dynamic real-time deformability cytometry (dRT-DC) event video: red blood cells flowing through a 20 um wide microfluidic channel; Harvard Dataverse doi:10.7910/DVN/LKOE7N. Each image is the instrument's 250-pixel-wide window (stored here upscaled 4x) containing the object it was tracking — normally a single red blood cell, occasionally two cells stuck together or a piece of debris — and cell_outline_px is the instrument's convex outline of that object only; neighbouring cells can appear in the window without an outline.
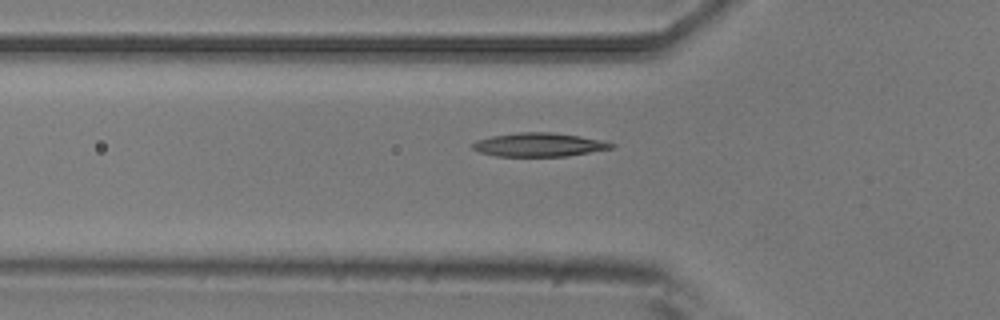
{"species": "common noctule bat (a hibernating species)", "species_latin": "Nyctalus noctula", "temperature_condition": "room temperature", "stored_images_in_passage": 39, "camera_frame_rate_fps": 3000, "um_per_image_px": 0.085, "animal": {"sex": "male", "body_mass_g": 20.5, "forearm_length_mm": 52.5}, "frame": {"image": 1, "passage_image": 9, "time_ms": 2.667, "image_size_px": [1000, 320], "cell_outline_px": [[616, 144], [612, 148], [568, 156], [496, 156], [480, 152], [472, 148], [472, 144], [476, 140], [492, 136], [520, 132], [552, 132], [580, 136], [600, 140]], "centroid_in_image_um": [45.81, 12.3], "position_along_channel_um": 80.0, "area_um2": 19.02}}
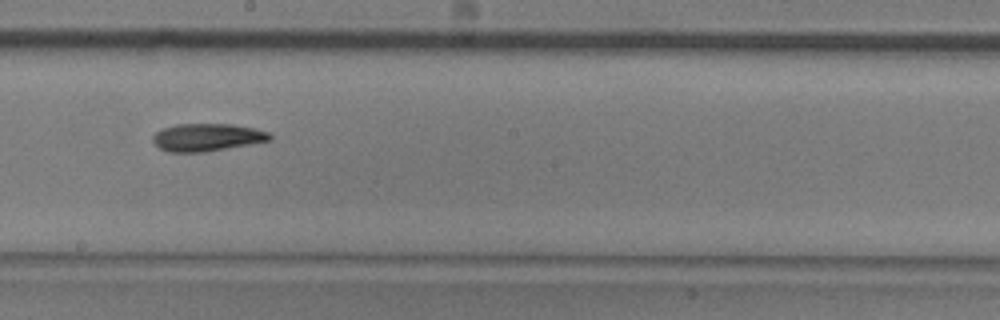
{"frame": {"image": 2, "passage_image": 21, "time_ms": 6.667, "image_size_px": [1000, 320], "cell_outline_px": [[272, 140], [204, 152], [168, 152], [160, 148], [152, 140], [152, 136], [160, 128], [176, 124], [232, 124], [256, 128], [272, 132]], "centroid_in_image_um": [17.62, 11.66], "position_along_channel_um": 230.6, "area_um2": 19.02}}
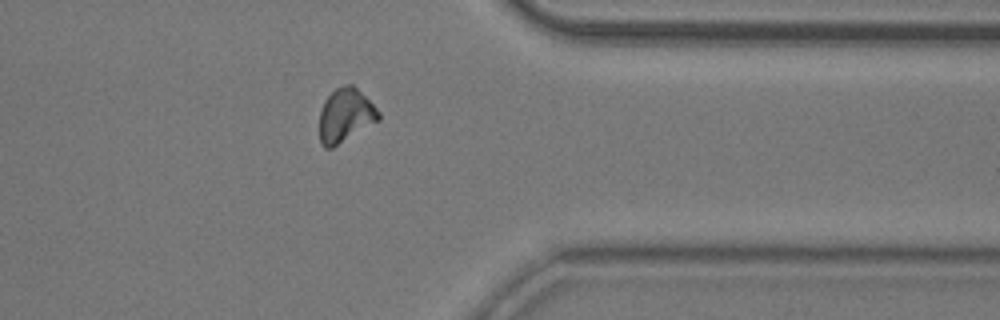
{"frame": {"image": 3, "passage_image": 34, "time_ms": 11.0, "image_size_px": [1000, 320], "cell_outline_px": [[380, 120], [332, 148], [324, 148], [320, 140], [320, 112], [324, 100], [336, 88], [344, 84], [352, 84], [380, 112]], "centroid_in_image_um": [29.35, 9.82], "position_along_channel_um": 382.0, "area_um2": 18.32}}